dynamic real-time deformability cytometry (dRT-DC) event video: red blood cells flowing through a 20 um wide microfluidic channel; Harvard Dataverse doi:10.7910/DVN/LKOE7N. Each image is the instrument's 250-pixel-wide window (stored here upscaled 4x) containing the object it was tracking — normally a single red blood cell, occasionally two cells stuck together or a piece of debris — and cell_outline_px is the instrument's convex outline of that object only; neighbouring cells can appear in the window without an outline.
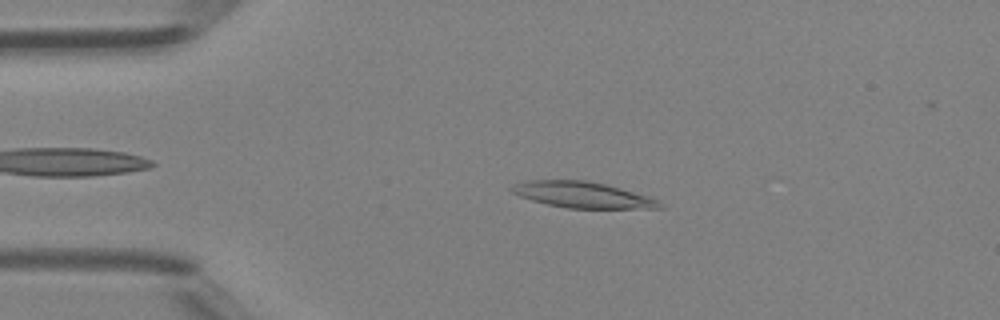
{"species": "Egyptian fruit bat (a non-hibernating species)", "species_latin": "Rousettus aegyptiacus", "temperature_condition": "room temperature", "stored_images_in_passage": 47, "camera_frame_rate_fps": 3000, "um_per_image_px": 0.085, "animal": {"sex": "female"}, "frame": {"image": 1, "passage_image": 10, "time_ms": 3.0, "image_size_px": [1000, 320], "cell_outline_px": [[664, 208], [568, 208], [548, 204], [532, 200], [520, 196], [512, 192], [508, 188], [516, 184], [528, 180], [584, 180], [604, 184], [620, 188], [648, 196], [656, 200]], "centroid_in_image_um": [49.48, 16.55], "position_along_channel_um": 35.5, "area_um2": 22.02}}
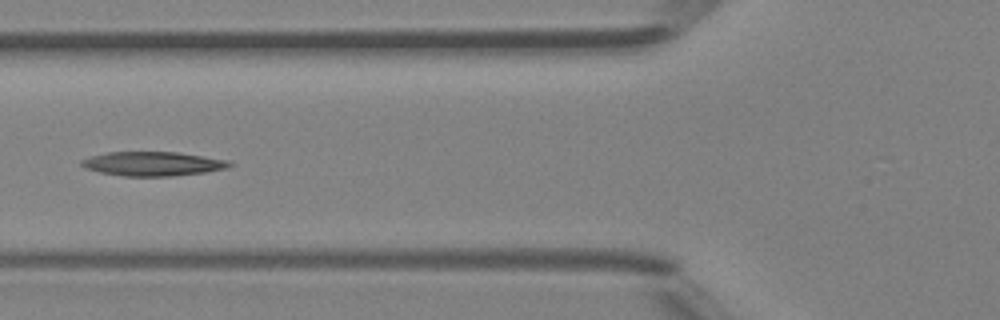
{"frame": {"image": 2, "passage_image": 18, "time_ms": 5.667, "image_size_px": [1000, 320], "cell_outline_px": [[236, 164], [224, 168], [204, 172], [172, 176], [124, 176], [100, 172], [84, 168], [80, 164], [80, 160], [92, 156], [108, 152], [176, 152], [228, 160]], "centroid_in_image_um": [12.97, 13.92], "position_along_channel_um": 112.8, "area_um2": 20.69}}
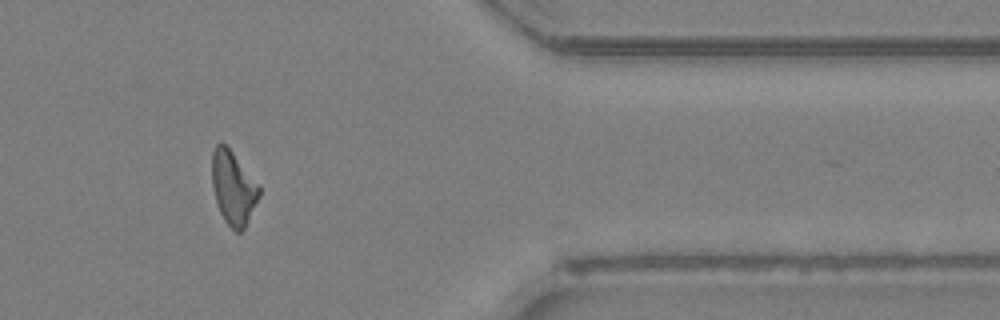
{"frame": {"image": 3, "passage_image": 39, "time_ms": 12.667, "image_size_px": [1000, 320], "cell_outline_px": [[260, 196], [244, 228], [240, 232], [236, 232], [224, 220], [220, 212], [216, 200], [212, 184], [212, 152], [216, 144], [220, 140], [232, 152], [260, 184]], "centroid_in_image_um": [19.83, 15.95], "position_along_channel_um": 391.6, "area_um2": 20.17}}